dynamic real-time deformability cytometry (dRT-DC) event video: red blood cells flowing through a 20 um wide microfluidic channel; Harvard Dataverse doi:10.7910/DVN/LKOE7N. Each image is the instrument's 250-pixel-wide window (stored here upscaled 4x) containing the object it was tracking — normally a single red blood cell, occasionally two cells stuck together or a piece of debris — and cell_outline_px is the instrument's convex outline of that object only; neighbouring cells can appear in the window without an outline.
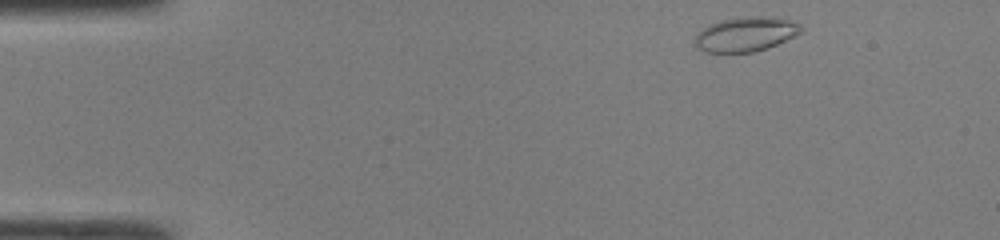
{"species": "common noctule bat (a hibernating species)", "species_latin": "Nyctalus noctula", "temperature_condition": "room temperature", "stored_images_in_passage": 43, "camera_frame_rate_fps": 3000, "um_per_image_px": 0.085, "animal": {"sex": "male", "body_mass_g": 19.0, "forearm_length_mm": 50.8}, "frame": {"image": 1, "passage_image": 1, "time_ms": 0.0, "image_size_px": [1000, 240], "cell_outline_px": [[804, 32], [776, 44], [752, 52], [704, 52], [696, 48], [696, 32], [708, 24], [720, 20], [752, 16], [756, 16], [788, 20], [800, 24], [804, 28]], "centroid_in_image_um": [63.36, 2.91], "position_along_channel_um": 21.6, "area_um2": 21.15}}
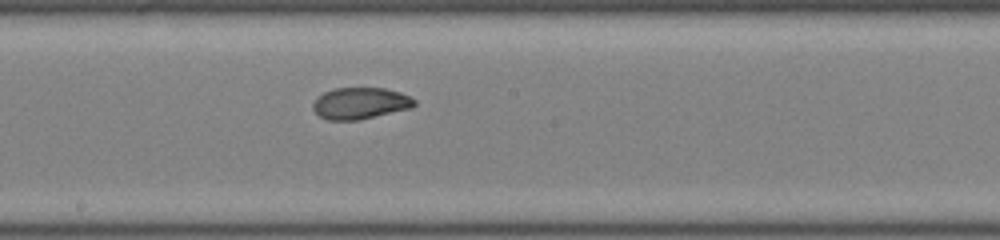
{"frame": {"image": 2, "passage_image": 21, "time_ms": 6.667, "image_size_px": [1000, 240], "cell_outline_px": [[416, 104], [412, 108], [360, 120], [328, 120], [320, 116], [312, 108], [312, 104], [324, 92], [332, 88], [384, 88], [400, 92], [416, 100]], "centroid_in_image_um": [30.64, 8.78], "position_along_channel_um": 217.6, "area_um2": 18.67}}
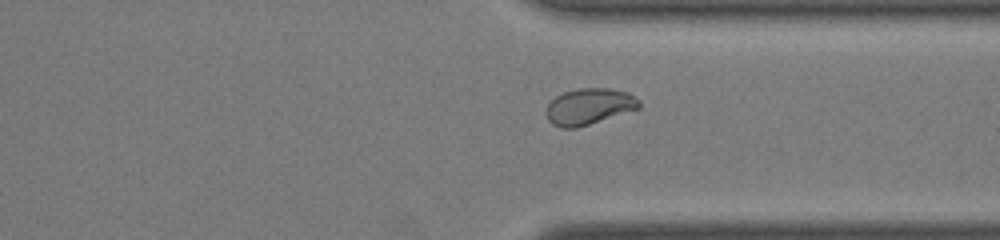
{"frame": {"image": 3, "passage_image": 31, "time_ms": 10.0, "image_size_px": [1000, 240], "cell_outline_px": [[640, 108], [576, 128], [560, 128], [552, 124], [548, 120], [548, 104], [556, 96], [564, 92], [576, 88], [608, 88], [628, 92], [636, 96], [640, 100]], "centroid_in_image_um": [50.1, 9.04], "position_along_channel_um": 361.3, "area_um2": 19.54}}